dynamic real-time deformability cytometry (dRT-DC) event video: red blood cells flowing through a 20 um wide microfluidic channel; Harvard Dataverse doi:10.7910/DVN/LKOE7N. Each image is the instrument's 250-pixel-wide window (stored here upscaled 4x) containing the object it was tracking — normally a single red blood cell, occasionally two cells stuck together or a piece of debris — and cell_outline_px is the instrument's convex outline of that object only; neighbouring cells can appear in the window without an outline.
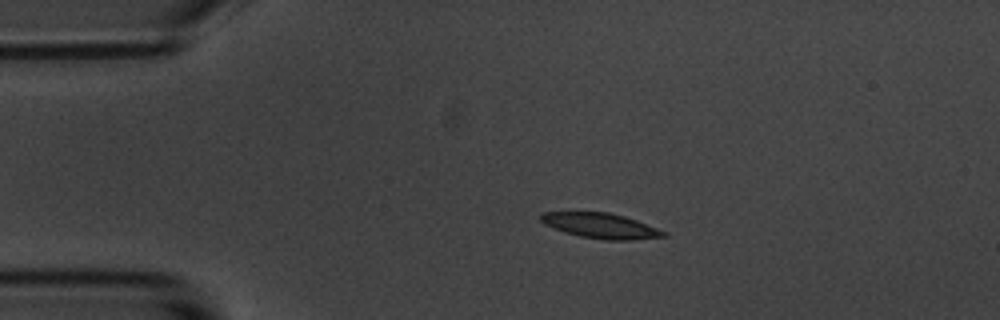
{"species": "common noctule bat (a hibernating species)", "species_latin": "Nyctalus noctula", "temperature_condition": "room temperature", "stored_images_in_passage": 3, "camera_frame_rate_fps": 3000, "um_per_image_px": 0.085, "animal": {"sex": "male", "body_mass_g": 20.1, "forearm_length_mm": 53.5}, "frame": {"image": 1, "passage_image": 1, "time_ms": 0.0, "image_size_px": [1000, 320], "cell_outline_px": [[668, 236], [632, 240], [604, 240], [580, 236], [564, 232], [544, 224], [540, 220], [540, 216], [544, 212], [608, 212], [624, 216], [636, 220], [668, 232]], "centroid_in_image_um": [51.08, 19.19], "position_along_channel_um": 33.9, "area_um2": 18.03}}
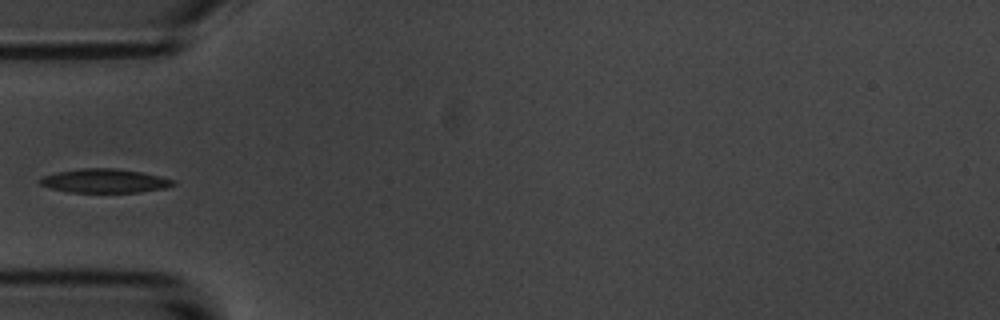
{"frame": {"image": 2, "passage_image": 3, "time_ms": 2.333, "image_size_px": [1000, 320], "cell_outline_px": [[176, 184], [168, 188], [140, 192], [68, 192], [52, 188], [40, 184], [36, 180], [40, 176], [56, 172], [80, 168], [116, 168], [140, 172], [160, 176], [176, 180]], "centroid_in_image_um": [8.89, 15.37], "position_along_channel_um": 76.1, "area_um2": 18.79}}